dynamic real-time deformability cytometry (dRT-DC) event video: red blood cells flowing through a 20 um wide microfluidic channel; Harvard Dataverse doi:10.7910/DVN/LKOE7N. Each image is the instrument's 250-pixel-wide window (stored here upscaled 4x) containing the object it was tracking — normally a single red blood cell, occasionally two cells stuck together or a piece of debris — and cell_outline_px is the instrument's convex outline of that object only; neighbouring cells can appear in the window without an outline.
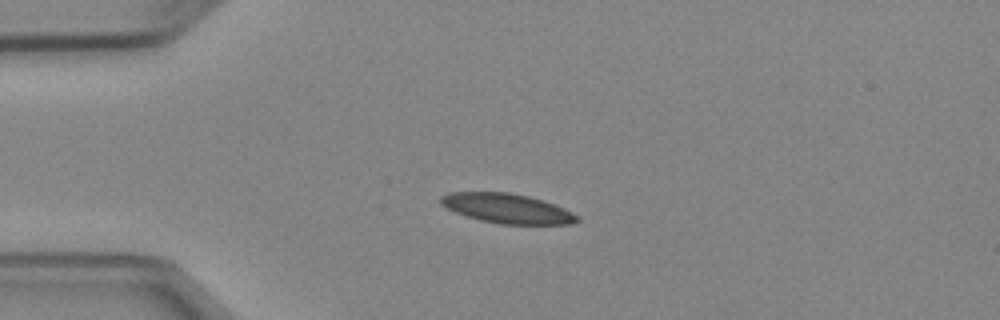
{"species": "Egyptian fruit bat (a non-hibernating species)", "species_latin": "Rousettus aegyptiacus", "temperature_condition": "cold", "stored_images_in_passage": 4, "camera_frame_rate_fps": 3000, "um_per_image_px": 0.085, "animal": {"sex": "female"}, "frame": {"image": 1, "passage_image": 3, "time_ms": 2.667, "image_size_px": [1000, 320], "cell_outline_px": [[580, 220], [572, 224], [500, 224], [480, 220], [456, 212], [440, 204], [440, 196], [448, 192], [508, 192], [528, 196], [564, 208], [580, 216]], "centroid_in_image_um": [43.11, 17.72], "position_along_channel_um": 41.9, "area_um2": 23.41}}